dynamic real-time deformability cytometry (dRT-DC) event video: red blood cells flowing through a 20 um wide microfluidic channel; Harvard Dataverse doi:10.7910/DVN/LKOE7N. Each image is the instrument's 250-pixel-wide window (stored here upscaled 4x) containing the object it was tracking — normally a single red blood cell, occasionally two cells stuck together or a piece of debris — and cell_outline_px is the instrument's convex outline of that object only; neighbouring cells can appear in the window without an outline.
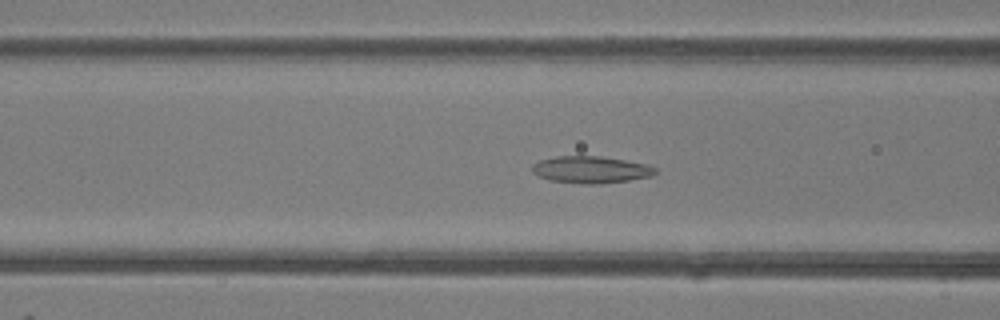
{"species": "common noctule bat (a hibernating species)", "species_latin": "Nyctalus noctula", "temperature_condition": "room temperature", "stored_images_in_passage": 44, "camera_frame_rate_fps": 3000, "um_per_image_px": 0.085, "animal": {"sex": "female"}, "frame": {"image": 1, "passage_image": 20, "time_ms": 6.333, "image_size_px": [1000, 320], "cell_outline_px": [[656, 172], [652, 176], [628, 180], [600, 184], [580, 184], [548, 180], [532, 172], [532, 164], [540, 160], [556, 156], [600, 156], [648, 164], [656, 168]], "centroid_in_image_um": [50.21, 14.42], "position_along_channel_um": 116.4, "area_um2": 19.42}}
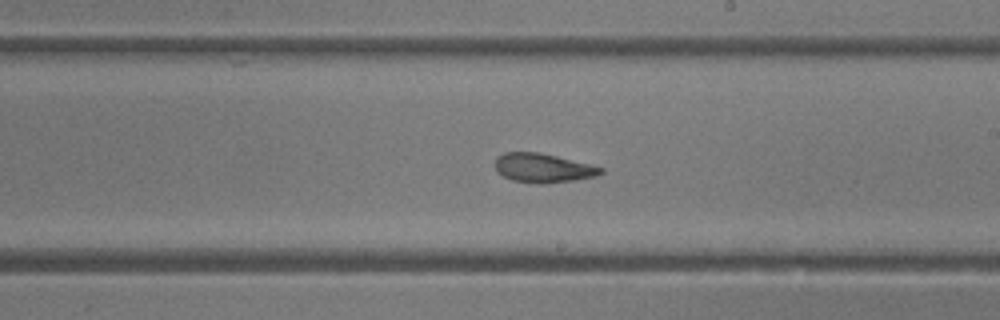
{"frame": {"image": 2, "passage_image": 29, "time_ms": 9.333, "image_size_px": [1000, 320], "cell_outline_px": [[604, 172], [596, 176], [576, 180], [544, 184], [512, 180], [496, 172], [496, 156], [504, 152], [536, 152], [556, 156], [592, 164], [604, 168]], "centroid_in_image_um": [46.18, 14.28], "position_along_channel_um": 242.8, "area_um2": 17.98}}
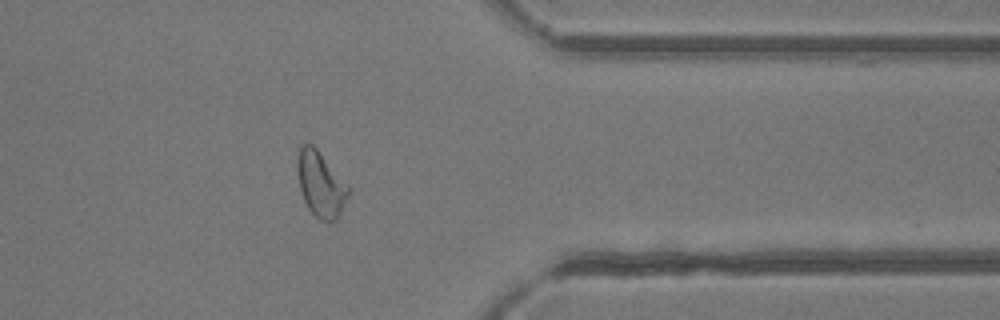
{"frame": {"image": 3, "passage_image": 40, "time_ms": 13.0, "image_size_px": [1000, 320], "cell_outline_px": [[352, 188], [340, 216], [336, 220], [320, 220], [308, 208], [304, 200], [300, 188], [296, 164], [296, 160], [300, 148], [304, 144], [312, 144], [316, 148]], "centroid_in_image_um": [27.29, 15.66], "position_along_channel_um": 384.1, "area_um2": 19.48}, "authors_computed_cell_mechanics": {"area_um2": 19.7387, "velocity_mm_per_s": 4.2184, "shape_relaxation_time_tau1_ms": null, "shape_relaxation_time_tau2_ms": 2.2144, "deformation_change_tau1": null, "deformation_change_tau2": 0.1052}}